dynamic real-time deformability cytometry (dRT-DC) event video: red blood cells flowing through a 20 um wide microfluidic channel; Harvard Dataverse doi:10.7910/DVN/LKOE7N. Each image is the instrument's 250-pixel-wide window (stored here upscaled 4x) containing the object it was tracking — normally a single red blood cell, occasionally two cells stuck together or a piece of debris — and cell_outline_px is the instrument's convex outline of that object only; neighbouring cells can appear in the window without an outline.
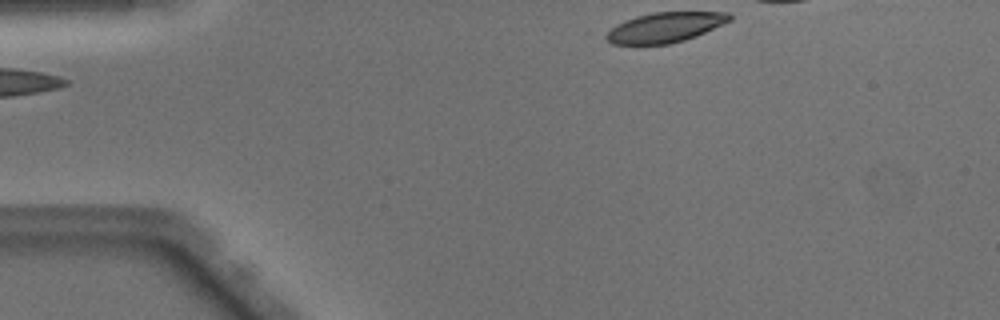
{"species": "Egyptian fruit bat (a non-hibernating species)", "species_latin": "Rousettus aegyptiacus", "temperature_condition": "warm", "stored_images_in_passage": 33, "camera_frame_rate_fps": 3000, "um_per_image_px": 0.085, "animal": {"sex": "male"}, "frame": {"image": 1, "passage_image": 1, "time_ms": 0.0, "image_size_px": [1000, 320], "cell_outline_px": [[732, 20], [696, 36], [684, 40], [668, 44], [612, 44], [604, 36], [616, 24], [636, 16], [652, 12], [728, 12], [732, 16]], "centroid_in_image_um": [56.54, 2.32], "position_along_channel_um": 28.5, "area_um2": 21.44}}
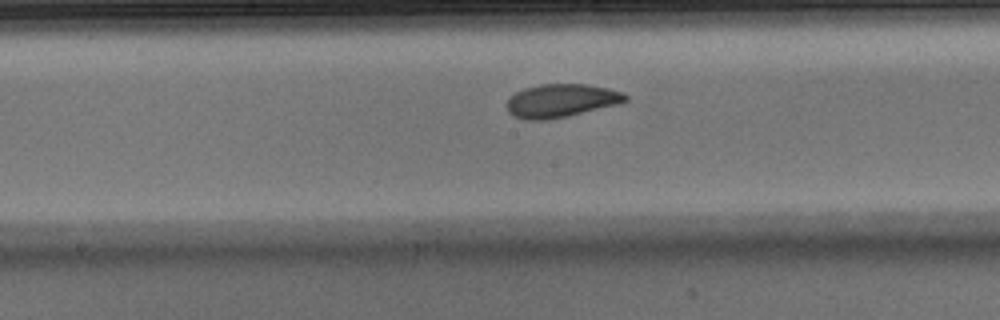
{"frame": {"image": 2, "passage_image": 18, "time_ms": 5.667, "image_size_px": [1000, 320], "cell_outline_px": [[628, 100], [620, 104], [568, 116], [548, 120], [524, 120], [512, 116], [508, 112], [508, 100], [516, 92], [524, 88], [540, 84], [588, 84], [608, 88], [624, 92], [628, 96]], "centroid_in_image_um": [47.73, 8.56], "position_along_channel_um": 200.5, "area_um2": 23.24}}
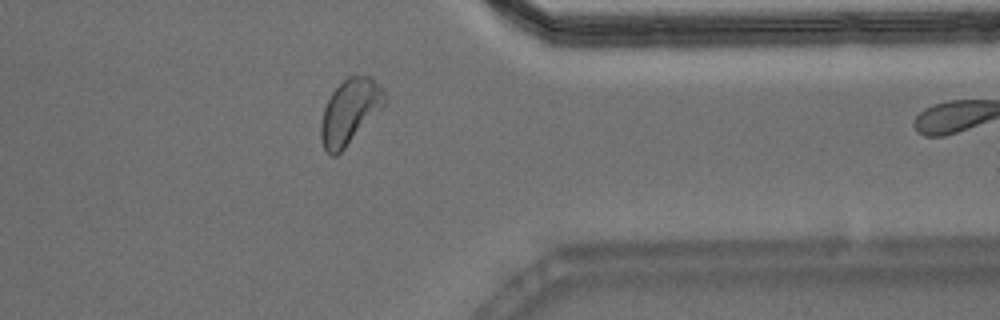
{"frame": {"image": 3, "passage_image": 32, "time_ms": 10.333, "image_size_px": [1000, 320], "cell_outline_px": [[388, 100], [344, 148], [336, 156], [332, 156], [324, 148], [320, 136], [320, 124], [324, 108], [332, 92], [348, 76], [368, 76], [384, 88]], "centroid_in_image_um": [29.73, 9.46], "position_along_channel_um": 381.7, "area_um2": 23.58}}